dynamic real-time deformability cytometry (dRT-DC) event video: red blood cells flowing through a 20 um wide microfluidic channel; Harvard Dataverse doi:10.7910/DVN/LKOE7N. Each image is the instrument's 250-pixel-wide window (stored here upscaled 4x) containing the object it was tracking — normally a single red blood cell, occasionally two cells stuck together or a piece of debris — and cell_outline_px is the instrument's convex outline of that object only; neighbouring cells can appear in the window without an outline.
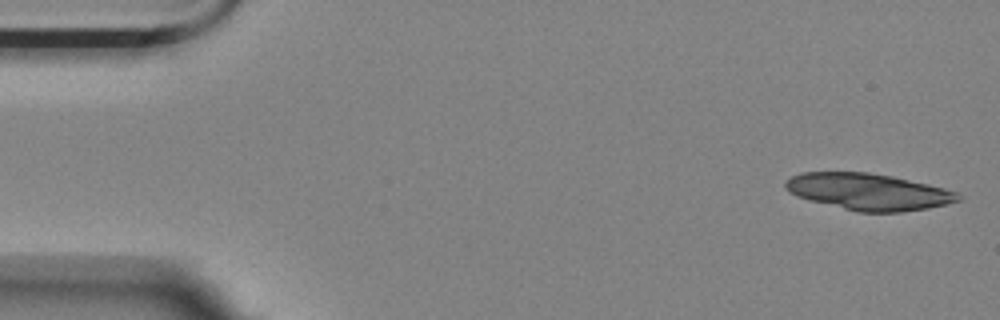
{"species": "Egyptian fruit bat (a non-hibernating species)", "species_latin": "Rousettus aegyptiacus", "temperature_condition": "room temperature", "stored_images_in_passage": 5, "camera_frame_rate_fps": 3000, "um_per_image_px": 0.085, "animal": {"sex": "female"}, "frame": {"image": 1, "passage_image": 1, "time_ms": 0.0, "image_size_px": [1000, 320], "cell_outline_px": [[960, 200], [928, 208], [900, 212], [856, 212], [796, 196], [788, 192], [784, 188], [784, 184], [792, 176], [800, 172], [868, 172], [892, 176], [928, 184], [944, 188], [956, 192], [960, 196]], "centroid_in_image_um": [73.78, 16.29], "position_along_channel_um": 11.2, "area_um2": 36.65}}